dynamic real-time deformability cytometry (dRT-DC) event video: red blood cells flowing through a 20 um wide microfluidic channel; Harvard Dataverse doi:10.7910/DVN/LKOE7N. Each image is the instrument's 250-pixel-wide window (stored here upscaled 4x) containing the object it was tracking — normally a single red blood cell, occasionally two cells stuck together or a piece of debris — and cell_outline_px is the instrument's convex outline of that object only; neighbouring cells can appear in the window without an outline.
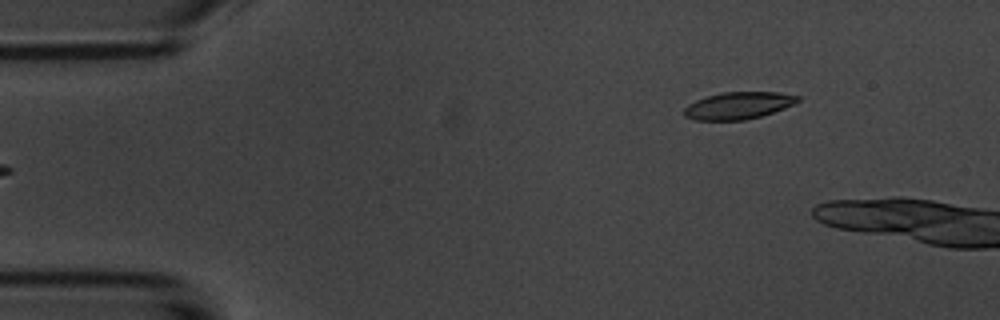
{"species": "common noctule bat (a hibernating species)", "species_latin": "Nyctalus noctula", "temperature_condition": "room temperature", "stored_images_in_passage": 4, "camera_frame_rate_fps": 3000, "um_per_image_px": 0.085, "animal": {"sex": "male", "body_mass_g": 20.1, "forearm_length_mm": 53.5}, "frame": {"image": 1, "passage_image": 4, "time_ms": 3.667, "image_size_px": [1000, 320], "cell_outline_px": [[800, 100], [796, 104], [760, 116], [744, 120], [696, 120], [684, 116], [684, 108], [688, 104], [696, 100], [708, 96], [724, 92], [776, 92], [800, 96]], "centroid_in_image_um": [62.77, 8.97], "position_along_channel_um": 22.2, "area_um2": 17.86}}